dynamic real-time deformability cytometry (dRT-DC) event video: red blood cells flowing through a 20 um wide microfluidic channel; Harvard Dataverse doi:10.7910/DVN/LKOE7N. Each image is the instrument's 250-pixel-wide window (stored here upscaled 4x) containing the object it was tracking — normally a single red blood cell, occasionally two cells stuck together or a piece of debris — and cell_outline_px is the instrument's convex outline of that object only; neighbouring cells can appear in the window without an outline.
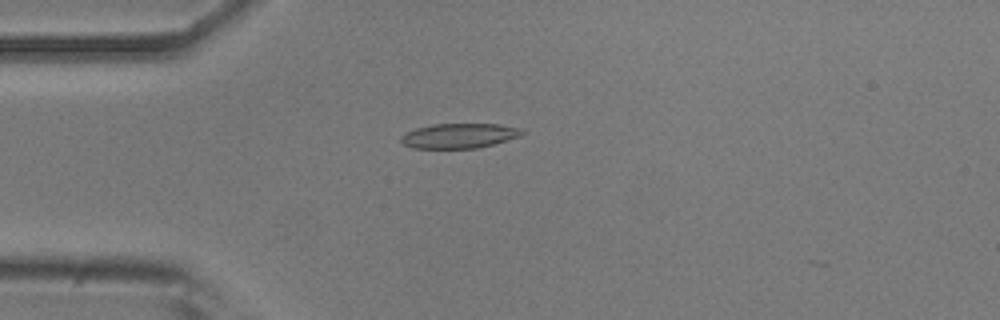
{"species": "common noctule bat (a hibernating species)", "species_latin": "Nyctalus noctula", "temperature_condition": "room temperature", "stored_images_in_passage": 17, "camera_frame_rate_fps": 3000, "um_per_image_px": 0.085, "animal": {"sex": "male", "body_mass_g": 20.5, "forearm_length_mm": 52.5}, "frame": {"image": 1, "passage_image": 14, "time_ms": 4.333, "image_size_px": [1000, 320], "cell_outline_px": [[524, 132], [520, 136], [492, 144], [476, 148], [412, 148], [404, 144], [400, 140], [400, 136], [416, 128], [432, 124], [500, 124], [520, 128]], "centroid_in_image_um": [39.01, 11.53], "position_along_channel_um": 46.0, "area_um2": 17.34}}